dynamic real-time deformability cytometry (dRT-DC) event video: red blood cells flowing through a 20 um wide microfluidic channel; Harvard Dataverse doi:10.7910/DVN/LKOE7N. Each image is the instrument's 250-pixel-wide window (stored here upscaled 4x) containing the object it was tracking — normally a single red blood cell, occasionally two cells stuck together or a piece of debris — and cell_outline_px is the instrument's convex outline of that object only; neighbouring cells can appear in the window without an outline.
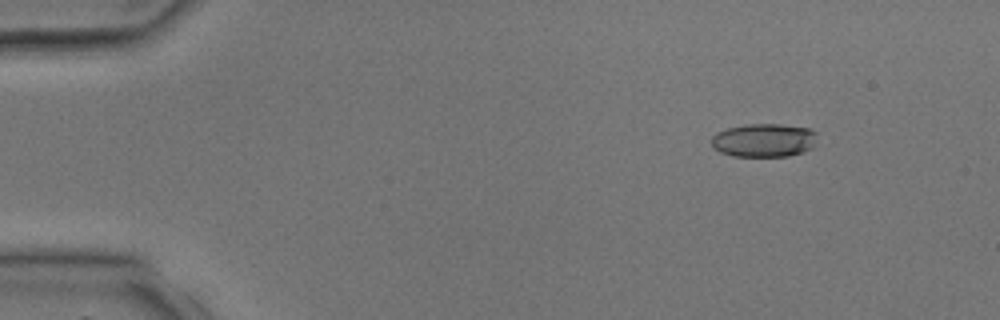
{"species": "common noctule bat (a hibernating species)", "species_latin": "Nyctalus noctula", "temperature_condition": "room temperature", "stored_images_in_passage": 3, "camera_frame_rate_fps": 3000, "um_per_image_px": 0.085, "animal": {"sex": "male", "body_mass_g": 17.9, "forearm_length_mm": 54.2}, "frame": {"image": 1, "passage_image": 1, "time_ms": 0.0, "image_size_px": [1000, 320], "cell_outline_px": [[816, 132], [812, 148], [804, 152], [788, 156], [732, 156], [720, 152], [712, 144], [712, 136], [716, 132], [728, 128], [744, 124], [780, 124], [808, 128]], "centroid_in_image_um": [64.92, 11.92], "position_along_channel_um": 20.1, "area_um2": 20.58}}
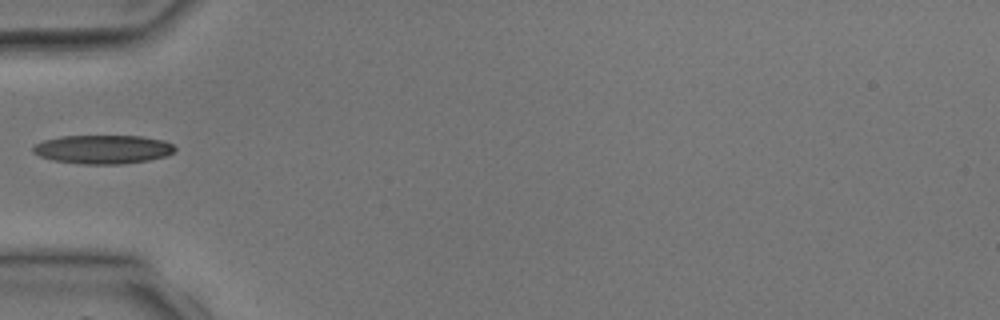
{"frame": {"image": 2, "passage_image": 3, "time_ms": 3.0, "image_size_px": [1000, 320], "cell_outline_px": [[176, 152], [164, 156], [148, 160], [124, 164], [84, 164], [52, 160], [40, 156], [32, 152], [32, 148], [36, 144], [44, 140], [60, 136], [140, 136], [164, 140], [172, 144], [176, 148]], "centroid_in_image_um": [8.76, 12.69], "position_along_channel_um": 76.2, "area_um2": 23.81}}